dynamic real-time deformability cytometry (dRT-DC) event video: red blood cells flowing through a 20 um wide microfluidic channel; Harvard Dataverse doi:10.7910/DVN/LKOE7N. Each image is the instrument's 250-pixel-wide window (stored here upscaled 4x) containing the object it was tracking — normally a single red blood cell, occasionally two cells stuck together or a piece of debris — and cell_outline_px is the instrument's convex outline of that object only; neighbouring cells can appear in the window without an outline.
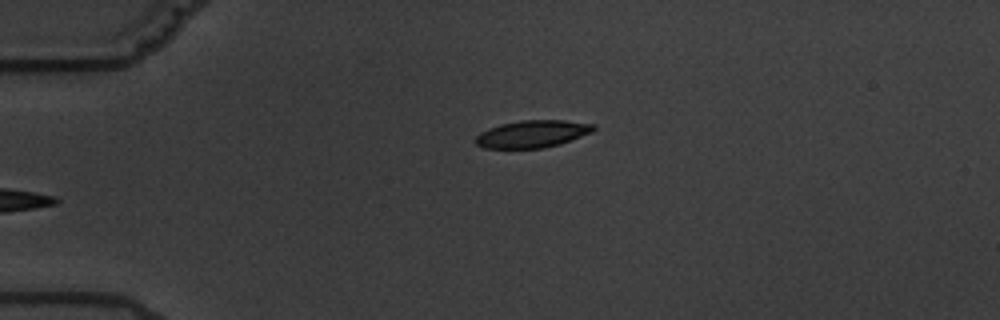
{"species": "common noctule bat (a hibernating species)", "species_latin": "Nyctalus noctula", "temperature_condition": "warm", "stored_images_in_passage": 5, "camera_frame_rate_fps": 3000, "um_per_image_px": 0.085, "animal": {"sex": "male", "body_mass_g": 19.5, "forearm_length_mm": 54.6}, "frame": {"image": 1, "passage_image": 5, "time_ms": 4.667, "image_size_px": [1000, 320], "cell_outline_px": [[596, 128], [592, 132], [560, 144], [544, 148], [484, 148], [476, 144], [476, 136], [480, 132], [488, 128], [500, 124], [520, 120], [564, 120], [596, 124]], "centroid_in_image_um": [45.26, 11.38], "position_along_channel_um": 39.7, "area_um2": 18.84}}